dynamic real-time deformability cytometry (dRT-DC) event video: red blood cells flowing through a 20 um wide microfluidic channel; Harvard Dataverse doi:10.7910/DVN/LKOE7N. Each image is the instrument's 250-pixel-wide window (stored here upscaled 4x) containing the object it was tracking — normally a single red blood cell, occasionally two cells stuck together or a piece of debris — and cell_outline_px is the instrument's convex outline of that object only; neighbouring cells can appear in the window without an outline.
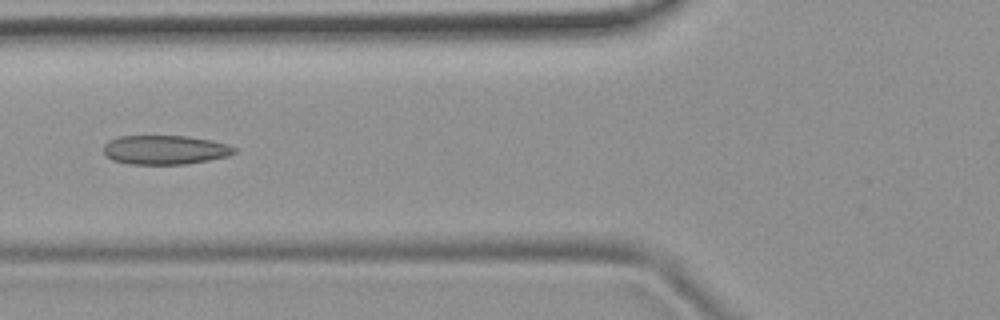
{"species": "common noctule bat (a hibernating species)", "species_latin": "Nyctalus noctula", "temperature_condition": "room temperature", "stored_images_in_passage": 7, "camera_frame_rate_fps": 3000, "um_per_image_px": 0.085, "animal": {"sex": "female", "body_mass_g": 19.9}, "frame": {"image": 1, "passage_image": 7, "time_ms": 7.0, "image_size_px": [1000, 320], "cell_outline_px": [[236, 152], [228, 156], [208, 160], [184, 164], [128, 164], [112, 160], [104, 152], [104, 144], [108, 140], [120, 136], [184, 136], [208, 140], [228, 144], [236, 148]], "centroid_in_image_um": [14.0, 12.74], "position_along_channel_um": 111.8, "area_um2": 22.08}}